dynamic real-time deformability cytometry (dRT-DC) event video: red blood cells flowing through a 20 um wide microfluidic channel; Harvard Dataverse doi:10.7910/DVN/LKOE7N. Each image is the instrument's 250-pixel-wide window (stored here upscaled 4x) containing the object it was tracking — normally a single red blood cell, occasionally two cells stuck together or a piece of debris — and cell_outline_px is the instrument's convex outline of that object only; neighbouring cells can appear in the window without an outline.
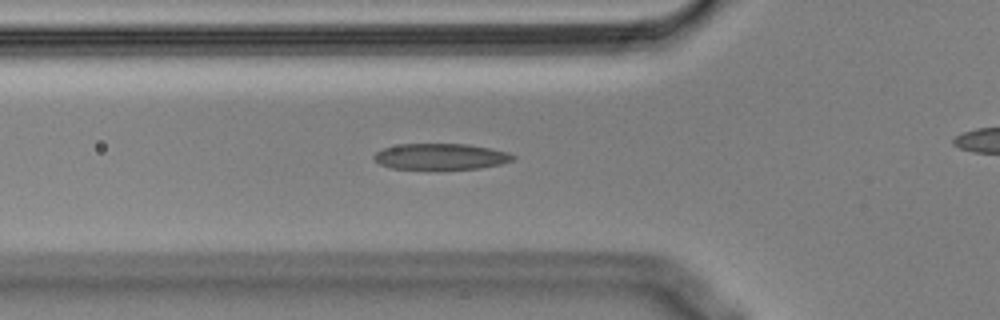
{"species": "Egyptian fruit bat (a non-hibernating species)", "species_latin": "Rousettus aegyptiacus", "temperature_condition": "cold", "stored_images_in_passage": 38, "camera_frame_rate_fps": 3000, "um_per_image_px": 0.085, "animal": {"sex": "male"}, "frame": {"image": 1, "passage_image": 9, "time_ms": 2.667, "image_size_px": [1000, 320], "cell_outline_px": [[516, 156], [512, 160], [500, 164], [480, 168], [392, 168], [380, 164], [372, 156], [376, 152], [384, 148], [400, 144], [468, 144], [492, 148], [508, 152]], "centroid_in_image_um": [37.48, 13.29], "position_along_channel_um": 88.3, "area_um2": 20.75}}
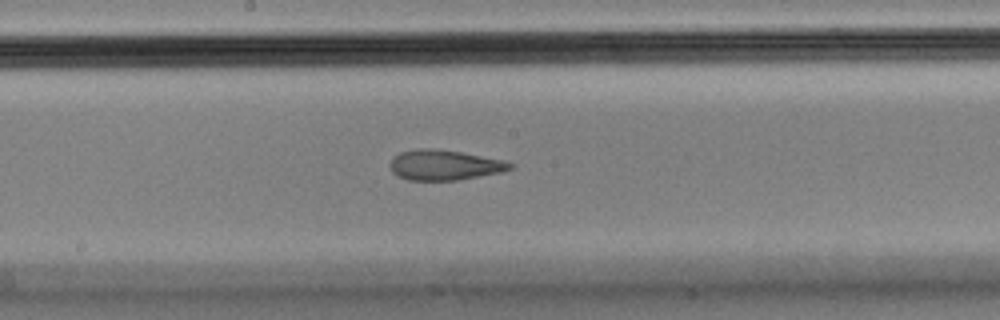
{"frame": {"image": 2, "passage_image": 19, "time_ms": 6.0, "image_size_px": [1000, 320], "cell_outline_px": [[516, 164], [512, 168], [500, 172], [456, 180], [408, 180], [396, 176], [392, 172], [388, 164], [392, 156], [400, 152], [416, 148], [432, 148], [460, 152], [504, 160]], "centroid_in_image_um": [37.71, 14.02], "position_along_channel_um": 210.5, "area_um2": 21.27}}
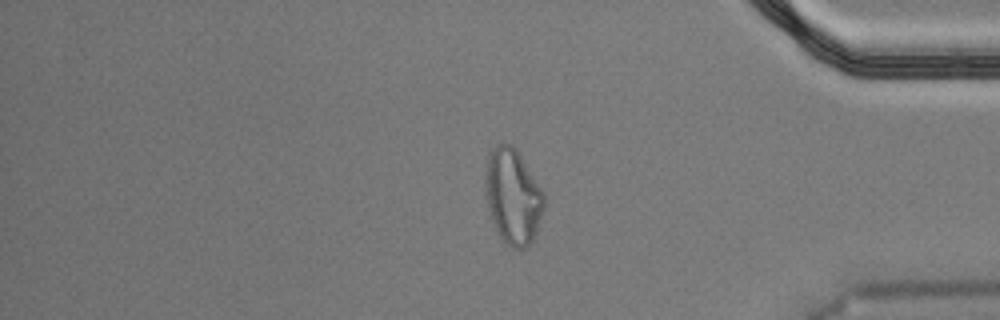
{"frame": {"image": 3, "passage_image": 36, "time_ms": 11.667, "image_size_px": [1000, 320], "cell_outline_px": [[544, 208], [536, 232], [528, 248], [512, 248], [500, 236], [496, 228], [488, 208], [484, 192], [484, 176], [488, 152], [496, 144], [508, 144], [520, 156], [544, 192]], "centroid_in_image_um": [43.57, 16.7], "position_along_channel_um": 391.6, "area_um2": 32.37}, "authors_computed_cell_mechanics": {"area_um2": 21.675, "velocity_mm_per_s": 3.6344, "shape_relaxation_time_tau1_ms": null, "shape_relaxation_time_tau2_ms": 2.2424, "deformation_change_tau1": null, "deformation_change_tau2": 0.1068}}